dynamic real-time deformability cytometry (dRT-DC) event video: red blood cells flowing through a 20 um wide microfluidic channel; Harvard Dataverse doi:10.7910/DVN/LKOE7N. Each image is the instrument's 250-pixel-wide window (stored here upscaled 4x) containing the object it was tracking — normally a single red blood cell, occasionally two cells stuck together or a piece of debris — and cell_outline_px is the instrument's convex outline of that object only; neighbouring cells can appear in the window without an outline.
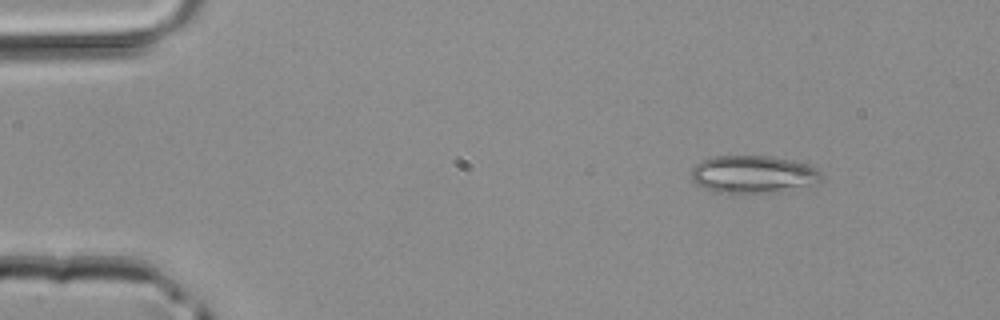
{"species": "common noctule bat (a hibernating species)", "species_latin": "Nyctalus noctula", "temperature_condition": "room temperature", "stored_images_in_passage": 3, "camera_frame_rate_fps": 3000, "um_per_image_px": 0.085, "animal": {"sex": "male", "body_mass_g": 20.4}, "frame": {"image": 1, "passage_image": 1, "time_ms": 0.0, "image_size_px": [1000, 320], "cell_outline_px": [[824, 180], [820, 184], [768, 192], [732, 196], [716, 192], [704, 188], [692, 180], [692, 168], [700, 160], [712, 156], [768, 156], [792, 160], [808, 164], [816, 168], [824, 176]], "centroid_in_image_um": [64.03, 14.84], "position_along_channel_um": 21.0, "area_um2": 29.25}}